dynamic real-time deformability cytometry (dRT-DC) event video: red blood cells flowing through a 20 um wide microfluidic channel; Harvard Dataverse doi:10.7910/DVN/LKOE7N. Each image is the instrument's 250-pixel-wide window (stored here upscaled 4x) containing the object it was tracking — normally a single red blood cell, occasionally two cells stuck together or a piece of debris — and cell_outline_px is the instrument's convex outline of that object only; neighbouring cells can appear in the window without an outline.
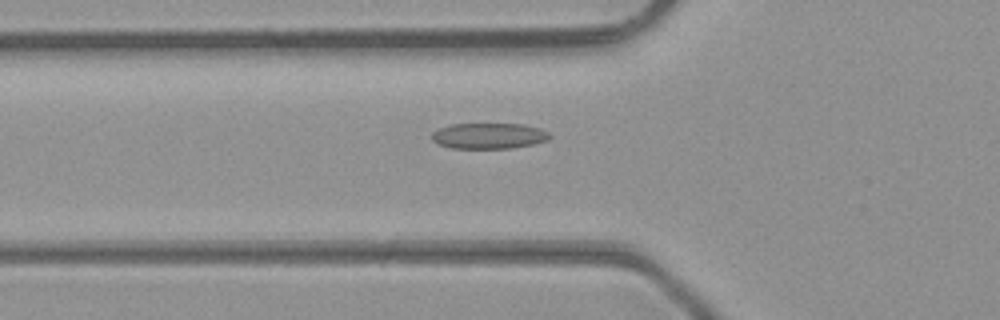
{"species": "common noctule bat (a hibernating species)", "species_latin": "Nyctalus noctula", "temperature_condition": "room temperature", "stored_images_in_passage": 48, "camera_frame_rate_fps": 3000, "um_per_image_px": 0.085, "animal": {"sex": "male", "body_mass_g": 23.1, "forearm_length_mm": 52.7}, "frame": {"image": 1, "passage_image": 17, "time_ms": 5.333, "image_size_px": [1000, 320], "cell_outline_px": [[552, 136], [548, 140], [532, 144], [512, 148], [452, 148], [436, 144], [432, 140], [432, 132], [448, 124], [524, 124], [540, 128], [548, 132]], "centroid_in_image_um": [41.54, 11.54], "position_along_channel_um": 84.3, "area_um2": 17.8}}
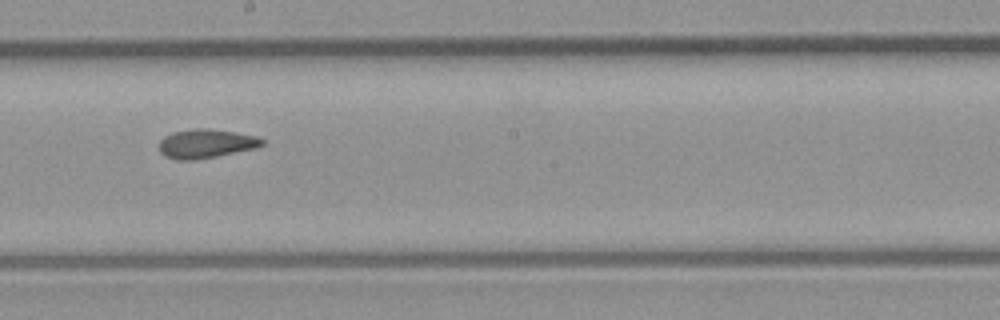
{"frame": {"image": 2, "passage_image": 27, "time_ms": 8.667, "image_size_px": [1000, 320], "cell_outline_px": [[264, 144], [256, 148], [216, 156], [192, 160], [176, 160], [164, 156], [160, 152], [160, 140], [164, 136], [172, 132], [196, 128], [208, 128], [236, 132], [256, 136], [264, 140]], "centroid_in_image_um": [17.49, 12.2], "position_along_channel_um": 230.7, "area_um2": 17.4}}
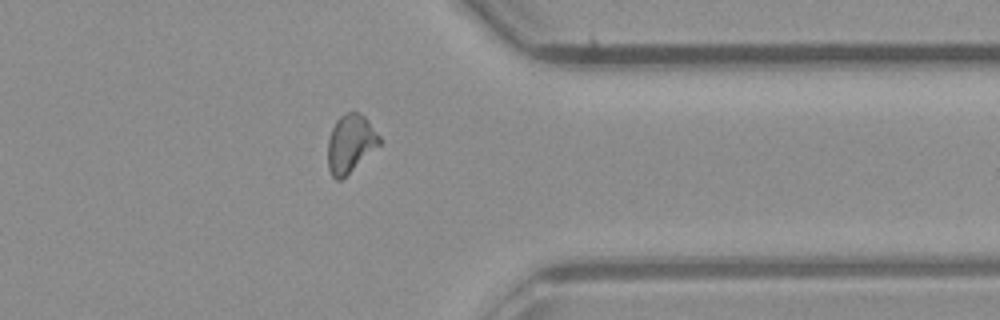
{"frame": {"image": 3, "passage_image": 38, "time_ms": 12.333, "image_size_px": [1000, 320], "cell_outline_px": [[380, 144], [340, 180], [336, 180], [332, 176], [328, 168], [328, 140], [332, 128], [336, 120], [344, 112], [360, 112], [368, 120], [380, 136]], "centroid_in_image_um": [29.77, 12.17], "position_along_channel_um": 381.6, "area_um2": 17.22}, "authors_computed_cell_mechanics": {"area_um2": 17.3978, "velocity_mm_per_s": 4.3571, "shape_relaxation_time_tau1_ms": null, "shape_relaxation_time_tau2_ms": 2.2964, "deformation_change_tau1": null, "deformation_change_tau2": 0.0898}}